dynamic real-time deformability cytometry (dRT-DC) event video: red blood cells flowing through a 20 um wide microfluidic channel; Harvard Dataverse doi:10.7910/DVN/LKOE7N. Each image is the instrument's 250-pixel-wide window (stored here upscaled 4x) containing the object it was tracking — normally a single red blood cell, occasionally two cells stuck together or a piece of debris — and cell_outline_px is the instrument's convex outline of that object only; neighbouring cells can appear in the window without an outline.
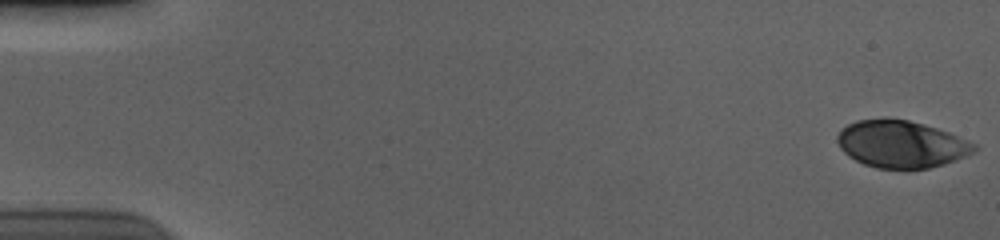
{"species": "human", "species_latin": "Homo sapiens", "temperature_condition": "cold", "stored_images_in_passage": 56, "camera_frame_rate_fps": 3000, "um_per_image_px": 0.085, "donor": {"sex": "male"}, "frame": {"image": 1, "passage_image": 1, "time_ms": 0.0, "image_size_px": [1000, 240], "cell_outline_px": [[976, 148], [972, 152], [956, 160], [944, 164], [928, 168], [876, 168], [864, 164], [848, 156], [840, 148], [836, 140], [836, 136], [840, 128], [856, 120], [884, 116], [908, 120], [924, 124], [948, 132], [976, 144]], "centroid_in_image_um": [76.53, 12.22], "position_along_channel_um": 8.5, "area_um2": 37.86}}
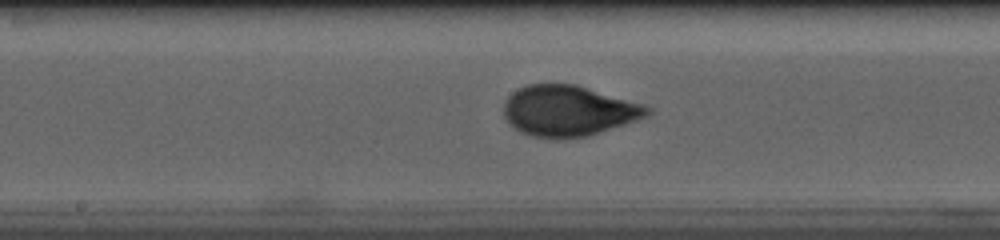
{"frame": {"image": 2, "passage_image": 30, "time_ms": 9.667, "image_size_px": [1000, 240], "cell_outline_px": [[652, 112], [636, 120], [588, 136], [556, 140], [532, 136], [520, 132], [504, 116], [504, 100], [516, 88], [528, 84], [576, 84], [644, 104], [652, 108]], "centroid_in_image_um": [48.3, 9.42], "position_along_channel_um": 199.9, "area_um2": 42.54}}
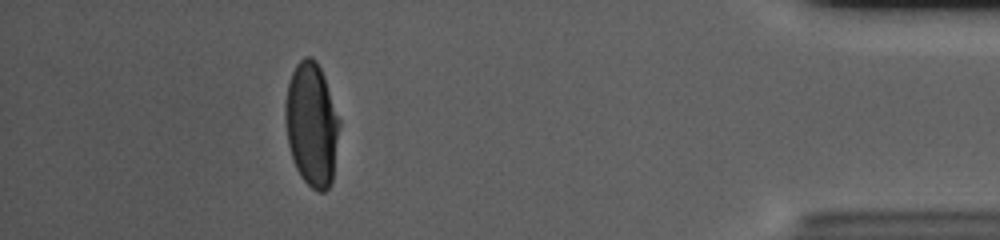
{"frame": {"image": 3, "passage_image": 51, "time_ms": 16.667, "image_size_px": [1000, 240], "cell_outline_px": [[340, 124], [332, 184], [324, 192], [316, 192], [300, 176], [292, 160], [288, 144], [284, 116], [284, 104], [288, 84], [292, 72], [296, 64], [304, 56], [312, 56], [316, 60], [324, 76], [340, 120]], "centroid_in_image_um": [26.49, 10.59], "position_along_channel_um": 408.7, "area_um2": 39.42}, "authors_computed_cell_mechanics": {"area_um2": 40.5756, "velocity_mm_per_s": 3.6947, "shape_relaxation_time_tau1_ms": 3.0927, "shape_relaxation_time_tau2_ms": null, "deformation_change_tau1": 0.1712, "deformation_change_tau2": null}}